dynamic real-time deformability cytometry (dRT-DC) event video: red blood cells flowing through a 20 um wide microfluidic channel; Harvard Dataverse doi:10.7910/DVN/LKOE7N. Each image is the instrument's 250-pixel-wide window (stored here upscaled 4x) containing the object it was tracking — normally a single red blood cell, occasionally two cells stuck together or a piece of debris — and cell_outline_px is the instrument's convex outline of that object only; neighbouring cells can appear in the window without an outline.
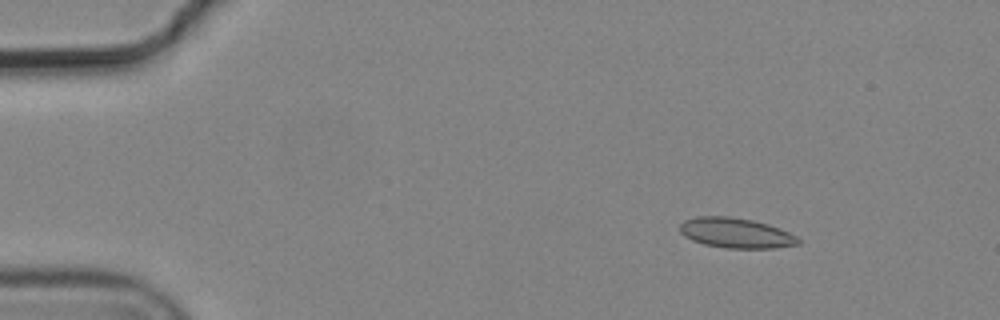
{"species": "common noctule bat (a hibernating species)", "species_latin": "Nyctalus noctula", "temperature_condition": "cold", "stored_images_in_passage": 8, "camera_frame_rate_fps": 3000, "um_per_image_px": 0.085, "animal": {"sex": "male", "body_mass_g": 19.2, "forearm_length_mm": 51.8}, "frame": {"image": 1, "passage_image": 3, "time_ms": 0.667, "image_size_px": [1000, 320], "cell_outline_px": [[800, 244], [776, 248], [724, 248], [704, 244], [692, 240], [684, 236], [680, 232], [680, 224], [684, 220], [696, 216], [728, 216], [752, 220], [768, 224], [780, 228], [796, 236], [800, 240]], "centroid_in_image_um": [62.54, 19.8], "position_along_channel_um": 22.5, "area_um2": 20.87}}
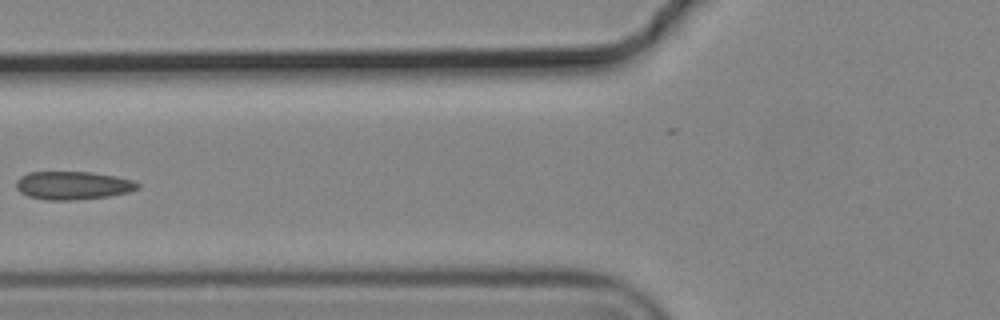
{"frame": {"image": 2, "passage_image": 7, "time_ms": 2.0, "image_size_px": [1000, 320], "cell_outline_px": [[140, 188], [128, 192], [108, 196], [76, 200], [48, 200], [28, 196], [20, 192], [16, 188], [16, 180], [20, 176], [28, 172], [92, 172], [116, 176], [132, 180], [140, 184]], "centroid_in_image_um": [6.19, 15.76], "position_along_channel_um": 119.6, "area_um2": 20.06}}
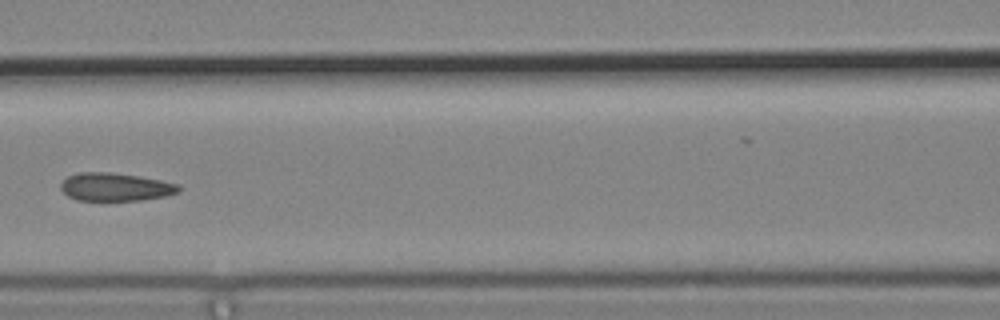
{"frame": {"image": 3, "passage_image": 8, "time_ms": 2.333, "image_size_px": [1000, 320], "cell_outline_px": [[180, 192], [164, 196], [144, 200], [104, 204], [76, 200], [68, 196], [60, 188], [60, 184], [68, 176], [80, 172], [108, 172], [140, 176], [180, 184]], "centroid_in_image_um": [9.79, 15.95], "position_along_channel_um": 156.8, "area_um2": 20.29}}